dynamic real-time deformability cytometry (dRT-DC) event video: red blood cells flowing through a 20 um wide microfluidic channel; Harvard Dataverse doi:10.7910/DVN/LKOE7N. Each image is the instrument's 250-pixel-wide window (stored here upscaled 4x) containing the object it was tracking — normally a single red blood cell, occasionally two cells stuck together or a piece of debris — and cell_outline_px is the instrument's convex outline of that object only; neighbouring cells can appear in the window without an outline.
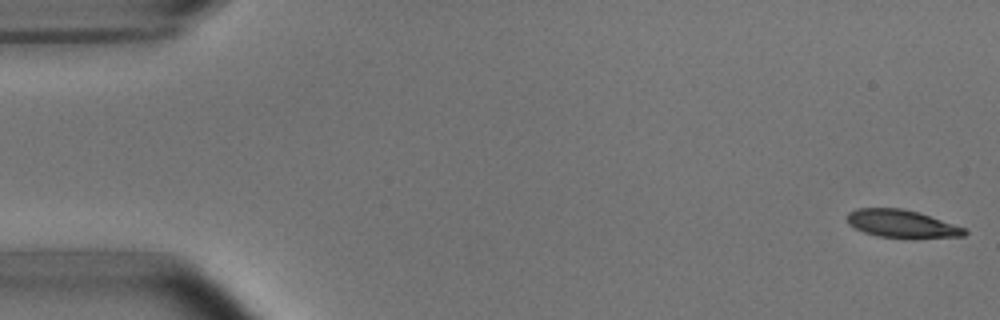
{"species": "common noctule bat (a hibernating species)", "species_latin": "Nyctalus noctula", "temperature_condition": "room temperature", "stored_images_in_passage": 2, "camera_frame_rate_fps": 3000, "um_per_image_px": 0.085, "animal": {"sex": "male", "body_mass_g": 15.6}, "frame": {"image": 1, "passage_image": 1, "time_ms": 0.0, "image_size_px": [1000, 320], "cell_outline_px": [[968, 232], [964, 236], [876, 236], [864, 232], [848, 224], [848, 212], [856, 208], [900, 208], [920, 212], [964, 228]], "centroid_in_image_um": [76.59, 18.97], "position_along_channel_um": 8.4, "area_um2": 18.26}}